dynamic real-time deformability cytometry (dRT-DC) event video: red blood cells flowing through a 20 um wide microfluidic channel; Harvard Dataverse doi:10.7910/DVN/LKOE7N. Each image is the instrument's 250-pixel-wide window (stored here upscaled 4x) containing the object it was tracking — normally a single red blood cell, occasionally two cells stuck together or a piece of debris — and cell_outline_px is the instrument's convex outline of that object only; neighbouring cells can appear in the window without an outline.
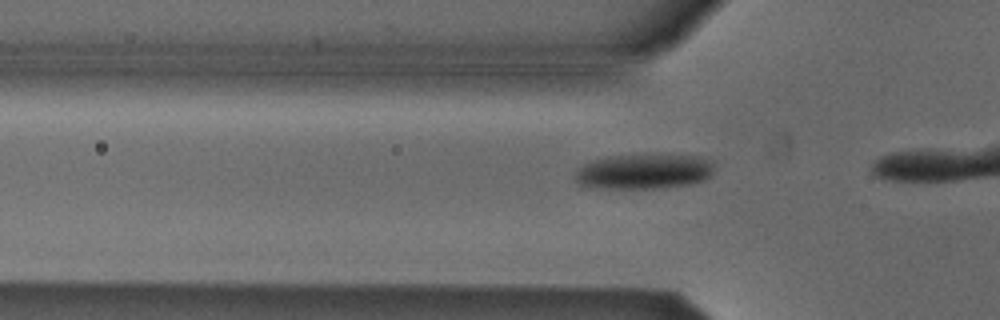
{"species": "Egyptian fruit bat (a non-hibernating species)", "species_latin": "Rousettus aegyptiacus", "temperature_condition": "cold", "stored_images_in_passage": 15, "camera_frame_rate_fps": 3000, "um_per_image_px": 0.085, "animal": {"sex": "male"}, "frame": {"image": 1, "passage_image": 12, "time_ms": 3.667, "image_size_px": [1000, 320], "cell_outline_px": [[716, 164], [712, 172], [704, 180], [688, 184], [664, 188], [600, 188], [576, 184], [576, 168], [592, 160], [608, 156], [700, 156], [712, 160]], "centroid_in_image_um": [54.73, 14.59], "position_along_channel_um": 71.1, "area_um2": 28.21}}